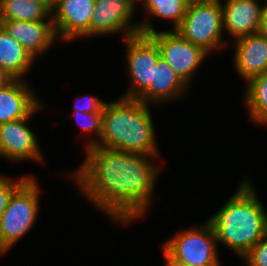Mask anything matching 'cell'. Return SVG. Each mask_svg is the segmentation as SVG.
Segmentation results:
<instances>
[{
    "instance_id": "1",
    "label": "cell",
    "mask_w": 267,
    "mask_h": 266,
    "mask_svg": "<svg viewBox=\"0 0 267 266\" xmlns=\"http://www.w3.org/2000/svg\"><path fill=\"white\" fill-rule=\"evenodd\" d=\"M85 153L80 167L67 173L85 199L122 225L146 215L159 175L153 160L160 156L95 146Z\"/></svg>"
},
{
    "instance_id": "2",
    "label": "cell",
    "mask_w": 267,
    "mask_h": 266,
    "mask_svg": "<svg viewBox=\"0 0 267 266\" xmlns=\"http://www.w3.org/2000/svg\"><path fill=\"white\" fill-rule=\"evenodd\" d=\"M249 179L240 182L235 193L207 220L217 243L242 259L267 234V212Z\"/></svg>"
},
{
    "instance_id": "3",
    "label": "cell",
    "mask_w": 267,
    "mask_h": 266,
    "mask_svg": "<svg viewBox=\"0 0 267 266\" xmlns=\"http://www.w3.org/2000/svg\"><path fill=\"white\" fill-rule=\"evenodd\" d=\"M150 107L138 99L123 97L105 102L102 132L94 146L148 156L160 155Z\"/></svg>"
},
{
    "instance_id": "4",
    "label": "cell",
    "mask_w": 267,
    "mask_h": 266,
    "mask_svg": "<svg viewBox=\"0 0 267 266\" xmlns=\"http://www.w3.org/2000/svg\"><path fill=\"white\" fill-rule=\"evenodd\" d=\"M32 175L12 192L0 219V256L11 250L36 224L40 208V185Z\"/></svg>"
},
{
    "instance_id": "5",
    "label": "cell",
    "mask_w": 267,
    "mask_h": 266,
    "mask_svg": "<svg viewBox=\"0 0 267 266\" xmlns=\"http://www.w3.org/2000/svg\"><path fill=\"white\" fill-rule=\"evenodd\" d=\"M204 222L176 232L162 248L187 266H220L214 229L208 220Z\"/></svg>"
},
{
    "instance_id": "6",
    "label": "cell",
    "mask_w": 267,
    "mask_h": 266,
    "mask_svg": "<svg viewBox=\"0 0 267 266\" xmlns=\"http://www.w3.org/2000/svg\"><path fill=\"white\" fill-rule=\"evenodd\" d=\"M175 31L209 54L226 48L229 44L222 39L224 31L221 2L188 5L187 12Z\"/></svg>"
},
{
    "instance_id": "7",
    "label": "cell",
    "mask_w": 267,
    "mask_h": 266,
    "mask_svg": "<svg viewBox=\"0 0 267 266\" xmlns=\"http://www.w3.org/2000/svg\"><path fill=\"white\" fill-rule=\"evenodd\" d=\"M124 58L127 67L129 89L121 97L138 99L153 81L154 65L157 63L160 50L157 43L149 36L137 34L124 39Z\"/></svg>"
},
{
    "instance_id": "8",
    "label": "cell",
    "mask_w": 267,
    "mask_h": 266,
    "mask_svg": "<svg viewBox=\"0 0 267 266\" xmlns=\"http://www.w3.org/2000/svg\"><path fill=\"white\" fill-rule=\"evenodd\" d=\"M149 36L157 43L160 55L190 88L192 80L204 59L209 57V53L183 38L175 30L156 31Z\"/></svg>"
},
{
    "instance_id": "9",
    "label": "cell",
    "mask_w": 267,
    "mask_h": 266,
    "mask_svg": "<svg viewBox=\"0 0 267 266\" xmlns=\"http://www.w3.org/2000/svg\"><path fill=\"white\" fill-rule=\"evenodd\" d=\"M43 107L45 106L41 103L28 117L0 124L1 158L15 163L29 160L44 163L37 135L28 123Z\"/></svg>"
},
{
    "instance_id": "10",
    "label": "cell",
    "mask_w": 267,
    "mask_h": 266,
    "mask_svg": "<svg viewBox=\"0 0 267 266\" xmlns=\"http://www.w3.org/2000/svg\"><path fill=\"white\" fill-rule=\"evenodd\" d=\"M136 6L132 0H95L90 37L123 33V41L140 34V22L132 21Z\"/></svg>"
},
{
    "instance_id": "11",
    "label": "cell",
    "mask_w": 267,
    "mask_h": 266,
    "mask_svg": "<svg viewBox=\"0 0 267 266\" xmlns=\"http://www.w3.org/2000/svg\"><path fill=\"white\" fill-rule=\"evenodd\" d=\"M95 0H55L52 20L55 33L63 42L90 38V23Z\"/></svg>"
},
{
    "instance_id": "12",
    "label": "cell",
    "mask_w": 267,
    "mask_h": 266,
    "mask_svg": "<svg viewBox=\"0 0 267 266\" xmlns=\"http://www.w3.org/2000/svg\"><path fill=\"white\" fill-rule=\"evenodd\" d=\"M223 1L225 2L223 3ZM259 1L222 0L223 31L227 32L231 41L241 36L259 32L265 8V3L262 5V0ZM263 1L266 2L267 0Z\"/></svg>"
},
{
    "instance_id": "13",
    "label": "cell",
    "mask_w": 267,
    "mask_h": 266,
    "mask_svg": "<svg viewBox=\"0 0 267 266\" xmlns=\"http://www.w3.org/2000/svg\"><path fill=\"white\" fill-rule=\"evenodd\" d=\"M0 25L36 59L57 39L53 20H0Z\"/></svg>"
},
{
    "instance_id": "14",
    "label": "cell",
    "mask_w": 267,
    "mask_h": 266,
    "mask_svg": "<svg viewBox=\"0 0 267 266\" xmlns=\"http://www.w3.org/2000/svg\"><path fill=\"white\" fill-rule=\"evenodd\" d=\"M234 67L245 83L252 77L267 72V39L259 32L233 40Z\"/></svg>"
},
{
    "instance_id": "15",
    "label": "cell",
    "mask_w": 267,
    "mask_h": 266,
    "mask_svg": "<svg viewBox=\"0 0 267 266\" xmlns=\"http://www.w3.org/2000/svg\"><path fill=\"white\" fill-rule=\"evenodd\" d=\"M189 87L173 71L167 61L160 56L154 65L153 81L150 87L138 98L148 105H161L185 97Z\"/></svg>"
},
{
    "instance_id": "16",
    "label": "cell",
    "mask_w": 267,
    "mask_h": 266,
    "mask_svg": "<svg viewBox=\"0 0 267 266\" xmlns=\"http://www.w3.org/2000/svg\"><path fill=\"white\" fill-rule=\"evenodd\" d=\"M29 85L26 80L18 79L0 90V124L28 117L41 104Z\"/></svg>"
},
{
    "instance_id": "17",
    "label": "cell",
    "mask_w": 267,
    "mask_h": 266,
    "mask_svg": "<svg viewBox=\"0 0 267 266\" xmlns=\"http://www.w3.org/2000/svg\"><path fill=\"white\" fill-rule=\"evenodd\" d=\"M140 3L147 13L144 17L146 20L140 21V34L143 35L157 31L151 22L154 17L162 20L169 19L173 24L172 30H175L181 24L188 8L187 0H142Z\"/></svg>"
},
{
    "instance_id": "18",
    "label": "cell",
    "mask_w": 267,
    "mask_h": 266,
    "mask_svg": "<svg viewBox=\"0 0 267 266\" xmlns=\"http://www.w3.org/2000/svg\"><path fill=\"white\" fill-rule=\"evenodd\" d=\"M35 61L30 52L0 25V67L24 80Z\"/></svg>"
},
{
    "instance_id": "19",
    "label": "cell",
    "mask_w": 267,
    "mask_h": 266,
    "mask_svg": "<svg viewBox=\"0 0 267 266\" xmlns=\"http://www.w3.org/2000/svg\"><path fill=\"white\" fill-rule=\"evenodd\" d=\"M52 4V0H2L0 1V20L52 19Z\"/></svg>"
},
{
    "instance_id": "20",
    "label": "cell",
    "mask_w": 267,
    "mask_h": 266,
    "mask_svg": "<svg viewBox=\"0 0 267 266\" xmlns=\"http://www.w3.org/2000/svg\"><path fill=\"white\" fill-rule=\"evenodd\" d=\"M244 89V108L251 122L261 125L267 120V72L250 78Z\"/></svg>"
},
{
    "instance_id": "21",
    "label": "cell",
    "mask_w": 267,
    "mask_h": 266,
    "mask_svg": "<svg viewBox=\"0 0 267 266\" xmlns=\"http://www.w3.org/2000/svg\"><path fill=\"white\" fill-rule=\"evenodd\" d=\"M72 114L76 122L81 125V131L90 134L88 142L86 140L85 148L94 146L98 142L102 132V112L86 113L73 111Z\"/></svg>"
},
{
    "instance_id": "22",
    "label": "cell",
    "mask_w": 267,
    "mask_h": 266,
    "mask_svg": "<svg viewBox=\"0 0 267 266\" xmlns=\"http://www.w3.org/2000/svg\"><path fill=\"white\" fill-rule=\"evenodd\" d=\"M247 266H267V234L242 258Z\"/></svg>"
},
{
    "instance_id": "23",
    "label": "cell",
    "mask_w": 267,
    "mask_h": 266,
    "mask_svg": "<svg viewBox=\"0 0 267 266\" xmlns=\"http://www.w3.org/2000/svg\"><path fill=\"white\" fill-rule=\"evenodd\" d=\"M28 176L29 175H24L14 180V178L9 179L0 175V219L7 207L10 195Z\"/></svg>"
},
{
    "instance_id": "24",
    "label": "cell",
    "mask_w": 267,
    "mask_h": 266,
    "mask_svg": "<svg viewBox=\"0 0 267 266\" xmlns=\"http://www.w3.org/2000/svg\"><path fill=\"white\" fill-rule=\"evenodd\" d=\"M83 101H82V99ZM105 102L100 100L98 97L88 95L76 96L74 109L73 111L86 112V113H94V112H102Z\"/></svg>"
},
{
    "instance_id": "25",
    "label": "cell",
    "mask_w": 267,
    "mask_h": 266,
    "mask_svg": "<svg viewBox=\"0 0 267 266\" xmlns=\"http://www.w3.org/2000/svg\"><path fill=\"white\" fill-rule=\"evenodd\" d=\"M17 80L18 78L9 70L0 67V90L10 87Z\"/></svg>"
},
{
    "instance_id": "26",
    "label": "cell",
    "mask_w": 267,
    "mask_h": 266,
    "mask_svg": "<svg viewBox=\"0 0 267 266\" xmlns=\"http://www.w3.org/2000/svg\"><path fill=\"white\" fill-rule=\"evenodd\" d=\"M259 33L267 39V1L265 2Z\"/></svg>"
},
{
    "instance_id": "27",
    "label": "cell",
    "mask_w": 267,
    "mask_h": 266,
    "mask_svg": "<svg viewBox=\"0 0 267 266\" xmlns=\"http://www.w3.org/2000/svg\"><path fill=\"white\" fill-rule=\"evenodd\" d=\"M163 256L166 261L165 266H187L184 263L178 262L177 260L173 259L163 248Z\"/></svg>"
},
{
    "instance_id": "28",
    "label": "cell",
    "mask_w": 267,
    "mask_h": 266,
    "mask_svg": "<svg viewBox=\"0 0 267 266\" xmlns=\"http://www.w3.org/2000/svg\"><path fill=\"white\" fill-rule=\"evenodd\" d=\"M222 0H187L188 5L219 3Z\"/></svg>"
},
{
    "instance_id": "29",
    "label": "cell",
    "mask_w": 267,
    "mask_h": 266,
    "mask_svg": "<svg viewBox=\"0 0 267 266\" xmlns=\"http://www.w3.org/2000/svg\"><path fill=\"white\" fill-rule=\"evenodd\" d=\"M261 126H265V127H267V120H265L262 124H261Z\"/></svg>"
},
{
    "instance_id": "30",
    "label": "cell",
    "mask_w": 267,
    "mask_h": 266,
    "mask_svg": "<svg viewBox=\"0 0 267 266\" xmlns=\"http://www.w3.org/2000/svg\"><path fill=\"white\" fill-rule=\"evenodd\" d=\"M136 5L138 4V2H141L142 0H132Z\"/></svg>"
}]
</instances>
